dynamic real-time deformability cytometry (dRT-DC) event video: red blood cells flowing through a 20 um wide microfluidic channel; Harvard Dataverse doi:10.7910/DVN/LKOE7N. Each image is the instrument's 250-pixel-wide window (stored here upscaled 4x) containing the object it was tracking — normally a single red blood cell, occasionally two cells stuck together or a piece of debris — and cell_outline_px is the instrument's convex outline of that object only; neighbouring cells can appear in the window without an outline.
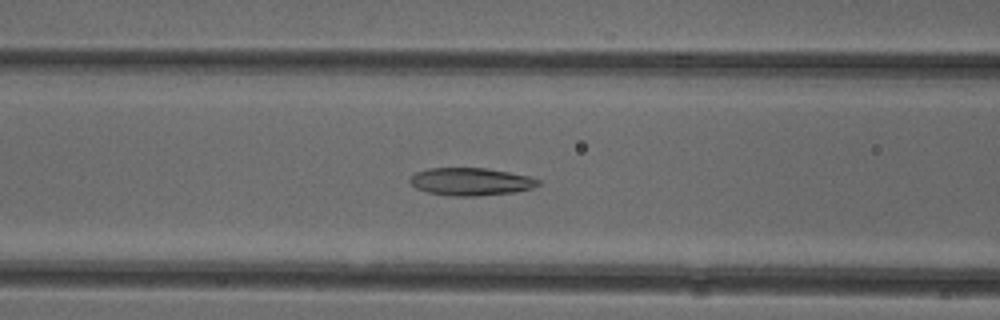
{"species": "common noctule bat (a hibernating species)", "species_latin": "Nyctalus noctula", "temperature_condition": "cold", "stored_images_in_passage": 51, "camera_frame_rate_fps": 3000, "um_per_image_px": 0.085, "animal": {"sex": "female"}, "frame": {"image": 1, "passage_image": 20, "time_ms": 6.333, "image_size_px": [1000, 320], "cell_outline_px": [[540, 184], [532, 188], [512, 192], [476, 196], [452, 196], [428, 192], [416, 188], [408, 180], [416, 172], [428, 168], [488, 168], [528, 176], [540, 180]], "centroid_in_image_um": [40.0, 15.43], "position_along_channel_um": 126.6, "area_um2": 20.52}}
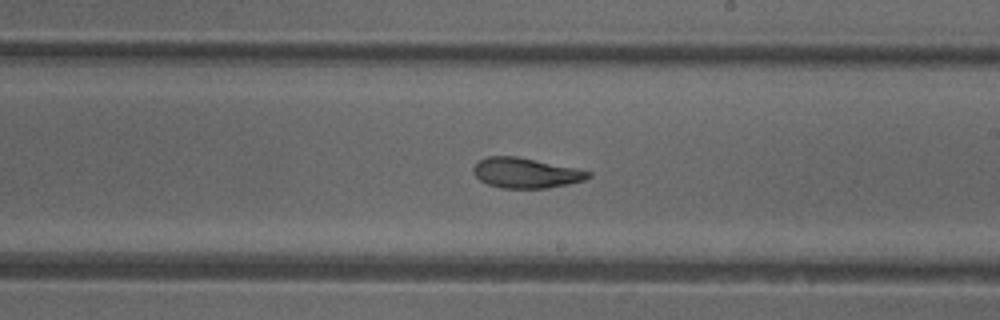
{"frame": {"image": 2, "passage_image": 29, "time_ms": 9.333, "image_size_px": [1000, 320], "cell_outline_px": [[592, 176], [584, 180], [568, 184], [548, 188], [500, 188], [488, 184], [480, 180], [472, 172], [472, 168], [480, 160], [488, 156], [516, 156], [592, 172]], "centroid_in_image_um": [44.67, 14.71], "position_along_channel_um": 244.3, "area_um2": 20.0}}
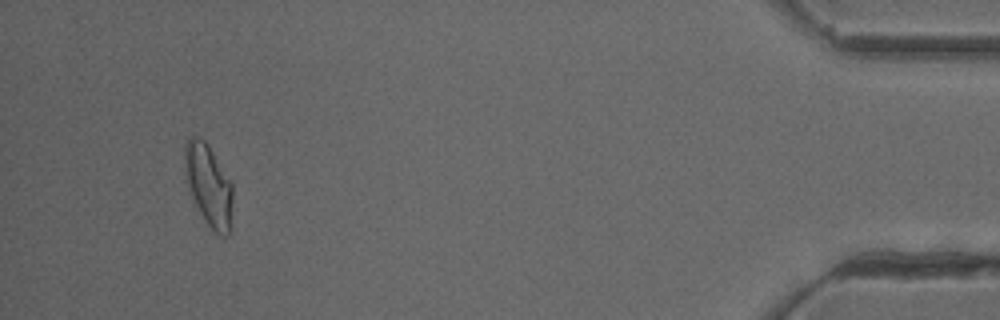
{"frame": {"image": 3, "passage_image": 48, "time_ms": 15.667, "image_size_px": [1000, 320], "cell_outline_px": [[232, 200], [228, 236], [220, 236], [208, 224], [196, 208], [188, 188], [184, 172], [184, 144], [188, 136], [200, 136], [208, 144], [232, 184]], "centroid_in_image_um": [17.68, 15.68], "position_along_channel_um": 417.5, "area_um2": 22.89}, "authors_computed_cell_mechanics": {"area_um2": 21.4438, "velocity_mm_per_s": 3.9262, "shape_relaxation_time_tau1_ms": null, "shape_relaxation_time_tau2_ms": 2.0211, "deformation_change_tau1": null, "deformation_change_tau2": 0.0976}}